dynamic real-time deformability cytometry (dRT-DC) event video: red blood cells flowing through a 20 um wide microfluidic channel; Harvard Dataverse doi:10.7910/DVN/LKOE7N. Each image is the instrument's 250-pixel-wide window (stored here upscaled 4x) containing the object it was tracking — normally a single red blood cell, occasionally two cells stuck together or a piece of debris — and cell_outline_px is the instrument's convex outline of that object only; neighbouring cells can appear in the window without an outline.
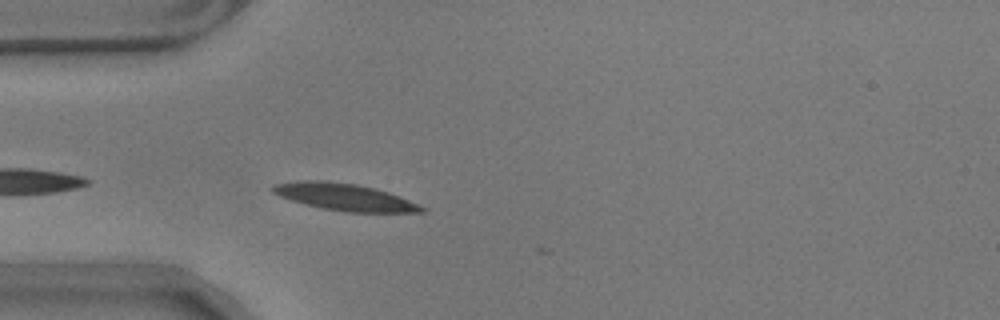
{"species": "common noctule bat (a hibernating species)", "species_latin": "Nyctalus noctula", "temperature_condition": "warm", "stored_images_in_passage": 5, "camera_frame_rate_fps": 3000, "um_per_image_px": 0.085, "animal": {"sex": "male", "body_mass_g": 17.9}, "frame": {"image": 1, "passage_image": 3, "time_ms": 0.667, "image_size_px": [1000, 320], "cell_outline_px": [[424, 212], [348, 212], [324, 208], [304, 204], [280, 196], [272, 192], [272, 184], [300, 180], [320, 180], [356, 184], [388, 192], [400, 196], [424, 208]], "centroid_in_image_um": [29.23, 16.73], "position_along_channel_um": 55.8, "area_um2": 23.0}}